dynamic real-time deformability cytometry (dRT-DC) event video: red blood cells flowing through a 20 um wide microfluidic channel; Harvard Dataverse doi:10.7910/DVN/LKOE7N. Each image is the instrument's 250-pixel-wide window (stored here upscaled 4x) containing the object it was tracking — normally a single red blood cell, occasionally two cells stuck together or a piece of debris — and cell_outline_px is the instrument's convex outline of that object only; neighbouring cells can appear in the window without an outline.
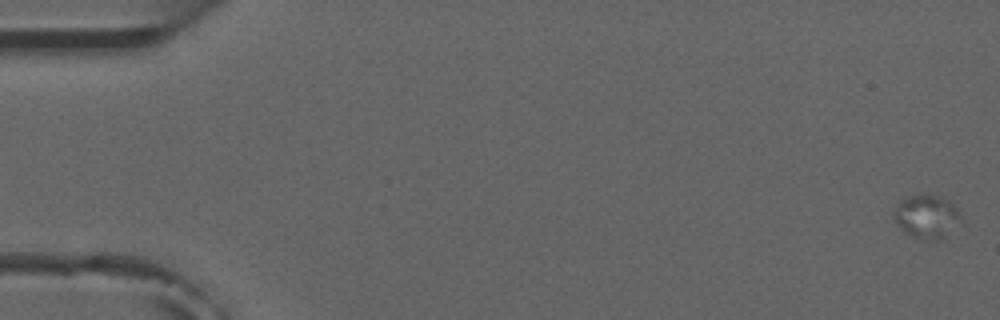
{"species": "common noctule bat (a hibernating species)", "species_latin": "Nyctalus noctula", "temperature_condition": "room temperature", "stored_images_in_passage": 7, "camera_frame_rate_fps": 3000, "um_per_image_px": 0.085, "animal": {"sex": "male", "forearm_length_mm": 52.5}, "frame": {"image": 1, "passage_image": 1, "time_ms": 0.0, "image_size_px": [1000, 320], "cell_outline_px": [[956, 216], [944, 236], [936, 240], [928, 240], [916, 236], [900, 228], [892, 216], [892, 212], [900, 200], [908, 196], [920, 192], [924, 192], [940, 196], [948, 200], [956, 208]], "centroid_in_image_um": [78.61, 18.31], "position_along_channel_um": 6.4, "area_um2": 16.13}}
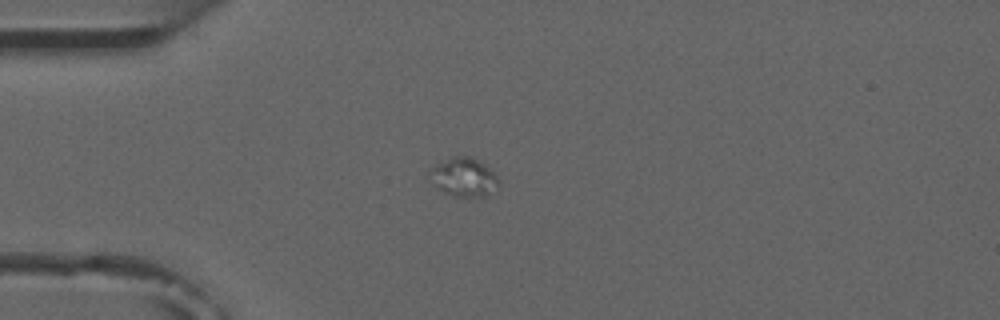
{"frame": {"image": 2, "passage_image": 5, "time_ms": 4.667, "image_size_px": [1000, 320], "cell_outline_px": [[500, 184], [488, 196], [452, 196], [444, 192], [432, 184], [428, 172], [436, 164], [452, 156], [472, 156], [484, 164], [500, 180]], "centroid_in_image_um": [39.41, 15.06], "position_along_channel_um": 45.6, "area_um2": 15.61}}
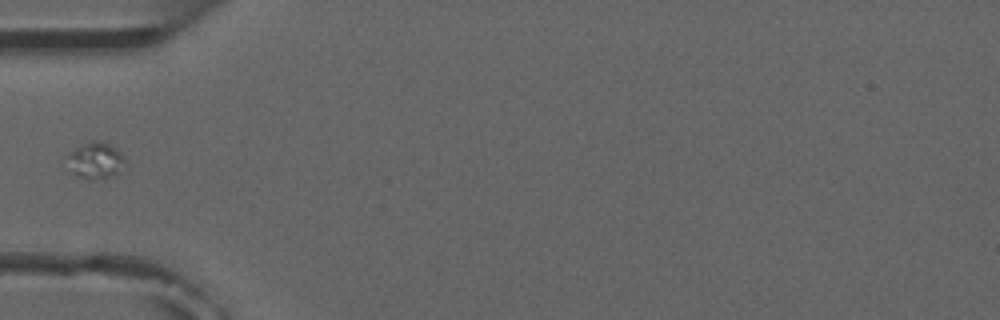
{"frame": {"image": 3, "passage_image": 6, "time_ms": 6.0, "image_size_px": [1000, 320], "cell_outline_px": [[124, 164], [116, 172], [104, 180], [88, 180], [72, 172], [64, 156], [68, 152], [92, 140], [100, 140], [116, 148], [124, 156]], "centroid_in_image_um": [8.07, 13.64], "position_along_channel_um": 76.9, "area_um2": 12.31}}